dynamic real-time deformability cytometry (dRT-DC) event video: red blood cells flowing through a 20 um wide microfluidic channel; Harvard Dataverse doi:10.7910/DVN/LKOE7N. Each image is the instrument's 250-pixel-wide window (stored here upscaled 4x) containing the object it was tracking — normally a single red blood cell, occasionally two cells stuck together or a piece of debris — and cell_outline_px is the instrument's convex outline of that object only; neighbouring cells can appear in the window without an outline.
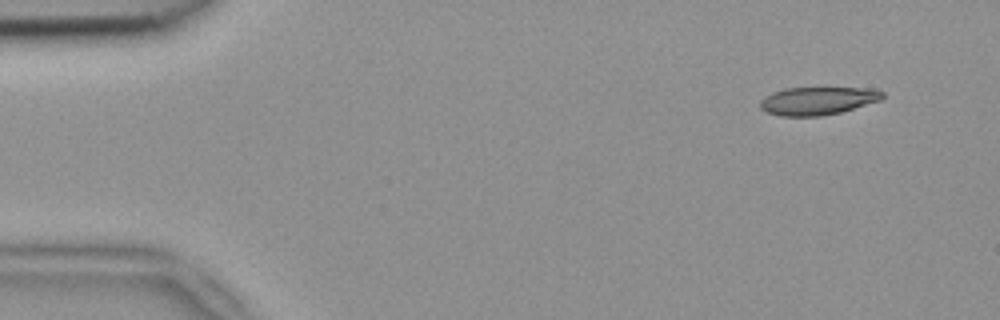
{"species": "common noctule bat (a hibernating species)", "species_latin": "Nyctalus noctula", "temperature_condition": "room temperature", "stored_images_in_passage": 3, "camera_frame_rate_fps": 3000, "um_per_image_px": 0.085, "animal": {"sex": "female", "body_mass_g": 18.4}, "frame": {"image": 1, "passage_image": 1, "time_ms": 0.0, "image_size_px": [1000, 320], "cell_outline_px": [[884, 96], [880, 100], [840, 112], [820, 116], [780, 116], [768, 112], [760, 108], [760, 100], [772, 92], [784, 88], [876, 88], [884, 92]], "centroid_in_image_um": [69.5, 8.56], "position_along_channel_um": 15.5, "area_um2": 19.88}}
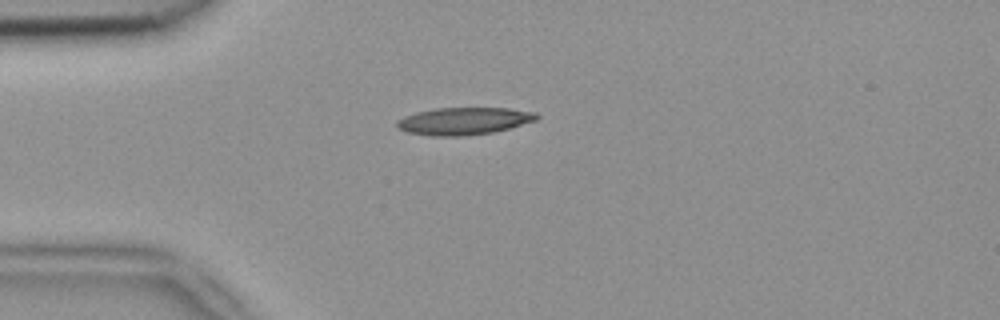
{"frame": {"image": 2, "passage_image": 3, "time_ms": 0.667, "image_size_px": [1000, 320], "cell_outline_px": [[540, 116], [536, 120], [508, 128], [492, 132], [464, 136], [428, 136], [408, 132], [396, 128], [396, 120], [404, 116], [416, 112], [436, 108], [508, 108], [536, 112]], "centroid_in_image_um": [39.39, 10.29], "position_along_channel_um": 45.6, "area_um2": 22.31}}